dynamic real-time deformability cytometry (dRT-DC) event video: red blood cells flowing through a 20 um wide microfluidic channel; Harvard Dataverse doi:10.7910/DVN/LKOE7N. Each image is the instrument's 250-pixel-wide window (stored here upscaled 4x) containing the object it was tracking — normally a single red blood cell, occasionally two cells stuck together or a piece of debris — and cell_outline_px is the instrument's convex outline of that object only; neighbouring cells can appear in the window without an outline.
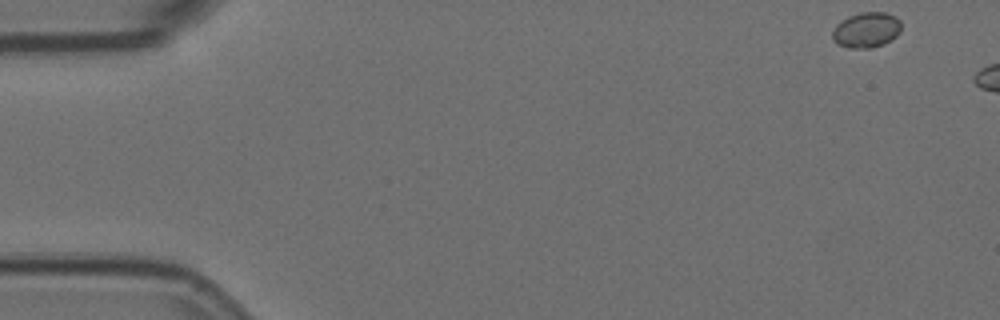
{"species": "Egyptian fruit bat (a non-hibernating species)", "species_latin": "Rousettus aegyptiacus", "temperature_condition": "room temperature", "stored_images_in_passage": 2, "camera_frame_rate_fps": 3000, "um_per_image_px": 0.085, "animal": {"sex": "female"}, "frame": {"image": 1, "passage_image": 1, "time_ms": 0.0, "image_size_px": [1000, 320], "cell_outline_px": [[900, 32], [892, 40], [884, 44], [872, 48], [848, 48], [836, 44], [832, 40], [832, 32], [836, 24], [848, 16], [860, 12], [884, 12], [896, 16], [900, 20]], "centroid_in_image_um": [73.63, 2.55], "position_along_channel_um": 11.4, "area_um2": 14.45}}